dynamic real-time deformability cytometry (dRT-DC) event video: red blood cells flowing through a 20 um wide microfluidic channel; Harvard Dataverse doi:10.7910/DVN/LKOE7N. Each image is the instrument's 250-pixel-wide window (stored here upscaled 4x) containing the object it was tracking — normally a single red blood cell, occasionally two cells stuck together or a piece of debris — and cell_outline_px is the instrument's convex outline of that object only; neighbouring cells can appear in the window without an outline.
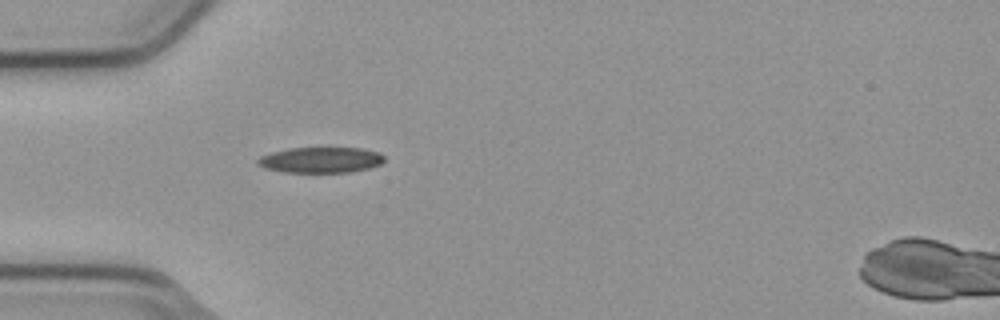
{"species": "common noctule bat (a hibernating species)", "species_latin": "Nyctalus noctula", "temperature_condition": "cold", "stored_images_in_passage": 5, "camera_frame_rate_fps": 3000, "um_per_image_px": 0.085, "animal": {"sex": "male", "body_mass_g": 23.1, "forearm_length_mm": 52.7}, "frame": {"image": 1, "passage_image": 4, "time_ms": 1.0, "image_size_px": [1000, 320], "cell_outline_px": [[384, 160], [380, 164], [368, 168], [348, 172], [284, 172], [264, 168], [256, 164], [256, 160], [260, 156], [272, 152], [288, 148], [360, 148], [380, 152], [384, 156]], "centroid_in_image_um": [27.23, 13.59], "position_along_channel_um": 57.8, "area_um2": 18.96}}